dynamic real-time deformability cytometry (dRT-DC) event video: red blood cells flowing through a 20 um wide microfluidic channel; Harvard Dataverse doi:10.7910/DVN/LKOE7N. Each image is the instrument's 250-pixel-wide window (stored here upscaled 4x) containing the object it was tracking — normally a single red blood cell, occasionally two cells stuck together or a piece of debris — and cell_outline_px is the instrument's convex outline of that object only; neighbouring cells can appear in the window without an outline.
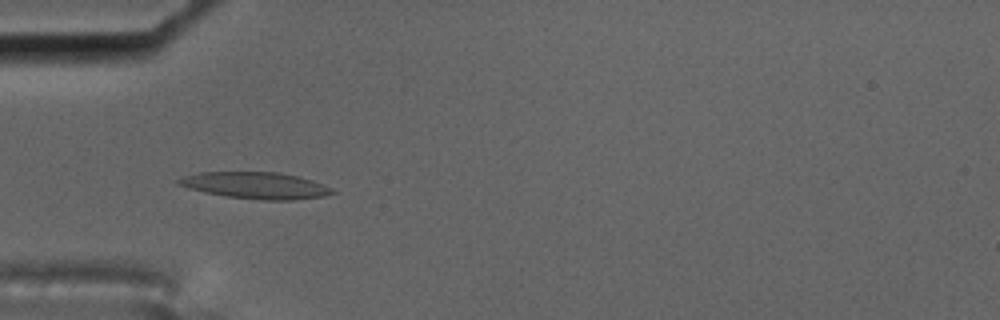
{"species": "common noctule bat (a hibernating species)", "species_latin": "Nyctalus noctula", "temperature_condition": "cold", "stored_images_in_passage": 56, "camera_frame_rate_fps": 3000, "um_per_image_px": 0.085, "animal": {"sex": "male", "body_mass_g": 17.5, "forearm_length_mm": 52.3}, "frame": {"image": 1, "passage_image": 17, "time_ms": 5.333, "image_size_px": [1000, 320], "cell_outline_px": [[336, 192], [324, 196], [292, 200], [264, 200], [224, 196], [204, 192], [188, 188], [176, 184], [176, 180], [184, 176], [200, 172], [276, 172], [296, 176], [312, 180], [332, 188]], "centroid_in_image_um": [21.7, 15.76], "position_along_channel_um": 63.3, "area_um2": 23.76}, "authors_computed_cell_mechanics": {"area_um2": 22.7154, "velocity_mm_per_s": 3.4841, "shape_relaxation_time_tau1_ms": null, "shape_relaxation_time_tau2_ms": 2.3, "deformation_change_tau1": null, "deformation_change_tau2": 0.0958}}